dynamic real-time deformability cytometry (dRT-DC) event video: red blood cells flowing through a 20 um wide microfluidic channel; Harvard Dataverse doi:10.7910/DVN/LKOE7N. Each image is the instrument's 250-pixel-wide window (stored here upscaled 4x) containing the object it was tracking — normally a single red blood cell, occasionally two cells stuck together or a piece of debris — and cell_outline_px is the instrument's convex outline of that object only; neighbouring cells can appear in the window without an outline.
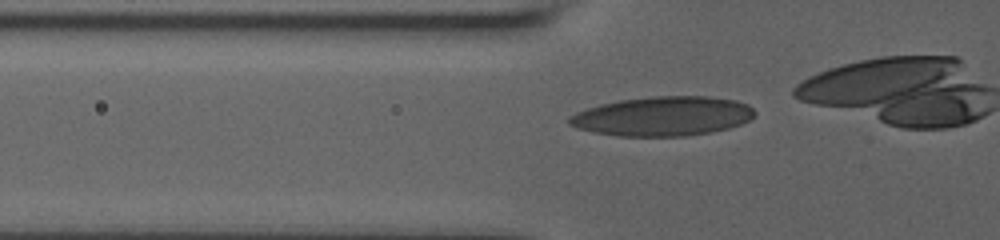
{"species": "human", "species_latin": "Homo sapiens", "temperature_condition": "room temperature", "stored_images_in_passage": 35, "camera_frame_rate_fps": 3000, "um_per_image_px": 0.085, "donor": {"sex": "male"}, "frame": {"image": 1, "passage_image": 9, "time_ms": 2.667, "image_size_px": [1000, 240], "cell_outline_px": [[756, 112], [748, 120], [740, 124], [728, 128], [708, 132], [684, 136], [620, 136], [596, 132], [576, 128], [568, 124], [568, 116], [584, 108], [600, 104], [620, 100], [652, 96], [708, 96], [736, 100], [748, 104]], "centroid_in_image_um": [56.3, 9.87], "position_along_channel_um": 69.5, "area_um2": 42.54}}
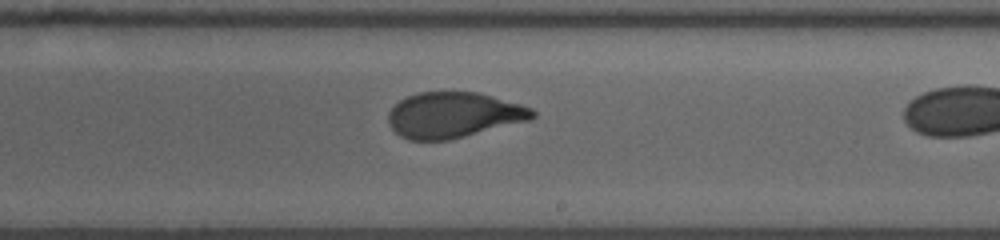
{"frame": {"image": 2, "passage_image": 24, "time_ms": 7.667, "image_size_px": [1000, 240], "cell_outline_px": [[536, 116], [532, 120], [448, 140], [408, 140], [400, 136], [392, 128], [388, 120], [388, 112], [400, 100], [408, 96], [420, 92], [480, 92], [520, 104], [532, 108], [536, 112]], "centroid_in_image_um": [38.58, 9.78], "position_along_channel_um": 250.4, "area_um2": 38.38}}
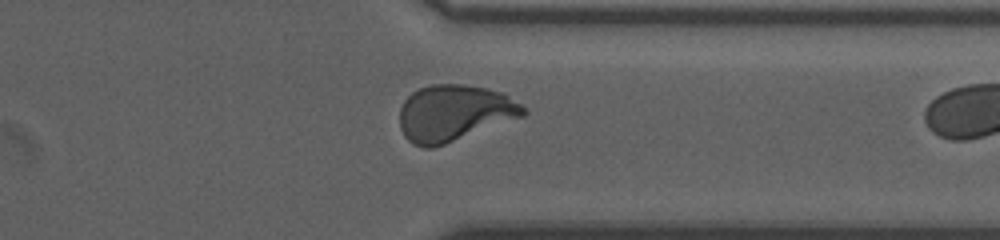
{"frame": {"image": 3, "passage_image": 34, "time_ms": 11.0, "image_size_px": [1000, 240], "cell_outline_px": [[528, 112], [524, 116], [444, 144], [432, 148], [424, 148], [412, 144], [404, 136], [400, 128], [400, 108], [404, 100], [412, 92], [420, 88], [432, 84], [464, 84], [488, 88], [504, 92], [520, 104]], "centroid_in_image_um": [38.6, 9.6], "position_along_channel_um": 372.8, "area_um2": 40.69}}